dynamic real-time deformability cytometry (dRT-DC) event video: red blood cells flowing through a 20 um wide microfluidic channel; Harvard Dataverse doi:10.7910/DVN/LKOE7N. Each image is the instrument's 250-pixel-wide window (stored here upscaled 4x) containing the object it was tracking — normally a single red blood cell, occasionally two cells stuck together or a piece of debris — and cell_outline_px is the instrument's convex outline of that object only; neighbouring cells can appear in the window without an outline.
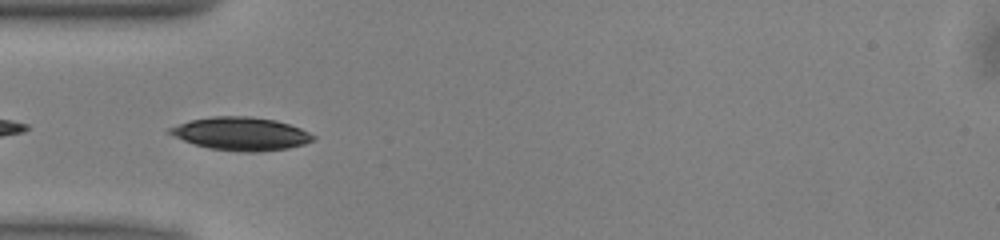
{"species": "common noctule bat (a hibernating species)", "species_latin": "Nyctalus noctula", "temperature_condition": "warm", "stored_images_in_passage": 9, "camera_frame_rate_fps": 3000, "um_per_image_px": 0.085, "animal": {"sex": "male", "body_mass_g": 13.0, "forearm_length_mm": 53.1}, "frame": {"image": 1, "passage_image": 6, "time_ms": 1.667, "image_size_px": [1000, 240], "cell_outline_px": [[316, 140], [304, 144], [288, 148], [260, 152], [240, 152], [208, 148], [172, 136], [168, 132], [168, 128], [192, 120], [212, 116], [248, 116], [276, 120], [300, 128], [316, 136]], "centroid_in_image_um": [20.51, 11.37], "position_along_channel_um": 64.5, "area_um2": 27.63}}